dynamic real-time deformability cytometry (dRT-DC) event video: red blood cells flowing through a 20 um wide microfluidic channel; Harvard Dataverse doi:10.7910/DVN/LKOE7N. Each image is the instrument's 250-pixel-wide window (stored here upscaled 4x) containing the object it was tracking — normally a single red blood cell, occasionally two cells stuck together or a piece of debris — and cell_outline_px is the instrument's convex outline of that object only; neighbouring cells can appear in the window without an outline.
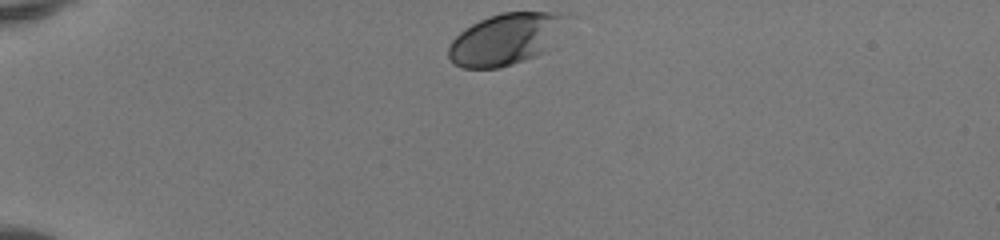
{"species": "human", "species_latin": "Homo sapiens", "temperature_condition": "room temperature", "stored_images_in_passage": 33, "camera_frame_rate_fps": 3000, "um_per_image_px": 0.085, "donor": {"sex": "female"}, "frame": {"image": 1, "passage_image": 1, "time_ms": 0.0, "image_size_px": [1000, 240], "cell_outline_px": [[568, 16], [544, 52], [536, 56], [500, 68], [460, 68], [452, 64], [448, 56], [448, 48], [452, 40], [464, 28], [488, 16], [500, 12], [560, 12]], "centroid_in_image_um": [42.89, 3.33], "position_along_channel_um": 42.1, "area_um2": 35.08}}
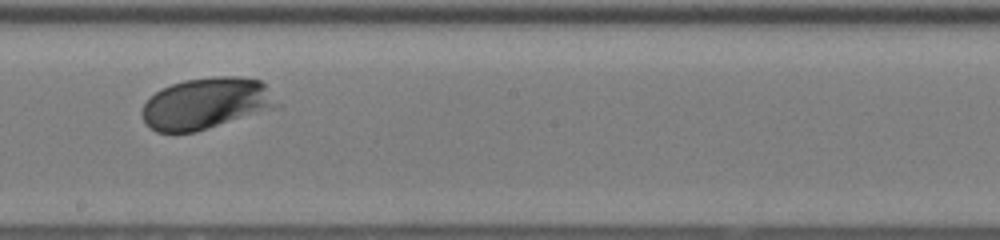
{"frame": {"image": 2, "passage_image": 19, "time_ms": 6.0, "image_size_px": [1000, 240], "cell_outline_px": [[280, 108], [196, 132], [156, 132], [144, 120], [144, 104], [156, 92], [172, 84], [184, 80], [216, 76], [240, 76], [260, 80], [264, 84], [280, 104]], "centroid_in_image_um": [17.61, 8.8], "position_along_channel_um": 230.6, "area_um2": 40.4}}
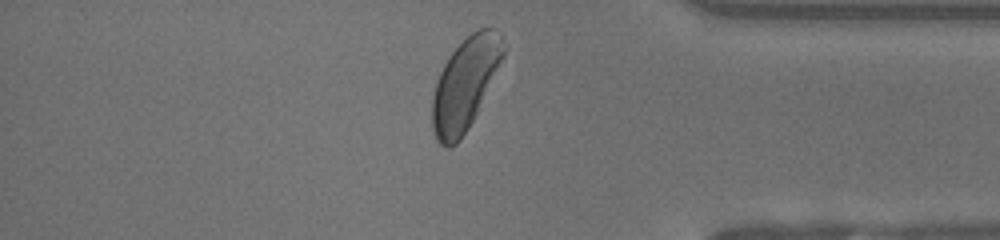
{"frame": {"image": 3, "passage_image": 32, "time_ms": 10.333, "image_size_px": [1000, 240], "cell_outline_px": [[508, 48], [468, 128], [460, 140], [456, 144], [448, 148], [444, 148], [436, 140], [432, 128], [432, 96], [436, 80], [448, 56], [472, 32], [480, 28], [496, 28], [508, 44]], "centroid_in_image_um": [39.54, 7.11], "position_along_channel_um": 395.7, "area_um2": 38.03}, "authors_computed_cell_mechanics": {"area_um2": 37.7434, "velocity_mm_per_s": 4.089, "shape_relaxation_time_tau1_ms": 1.6339, "shape_relaxation_time_tau2_ms": null, "deformation_change_tau1": 0.1083, "deformation_change_tau2": null}}